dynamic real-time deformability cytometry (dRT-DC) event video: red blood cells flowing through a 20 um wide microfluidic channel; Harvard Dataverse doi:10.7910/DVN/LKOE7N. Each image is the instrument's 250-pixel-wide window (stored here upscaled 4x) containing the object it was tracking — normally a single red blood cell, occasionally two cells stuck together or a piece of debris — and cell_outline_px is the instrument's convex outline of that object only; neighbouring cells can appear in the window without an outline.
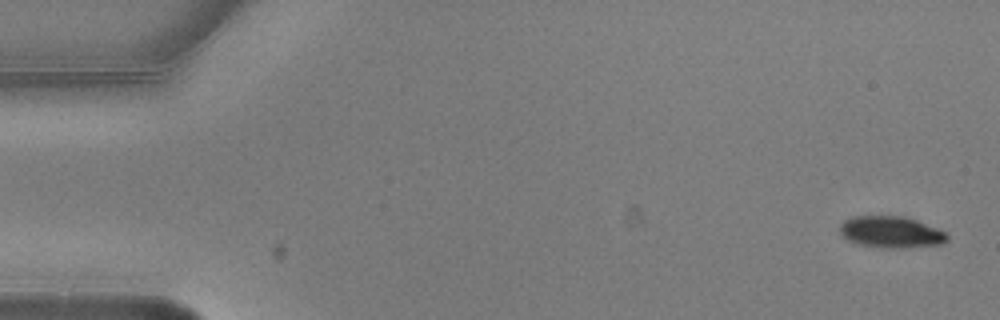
{"species": "common noctule bat (a hibernating species)", "species_latin": "Nyctalus noctula", "temperature_condition": "warm", "stored_images_in_passage": 4, "camera_frame_rate_fps": 3000, "um_per_image_px": 0.085, "animal": {"sex": "male", "body_mass_g": 20.5, "forearm_length_mm": 52.5}, "frame": {"image": 1, "passage_image": 1, "time_ms": 0.0, "image_size_px": [1000, 320], "cell_outline_px": [[948, 240], [944, 244], [900, 248], [880, 248], [856, 244], [840, 236], [840, 224], [844, 220], [852, 216], [904, 216], [916, 220], [936, 228], [944, 232], [948, 236]], "centroid_in_image_um": [75.69, 19.73], "position_along_channel_um": 9.3, "area_um2": 19.94}}
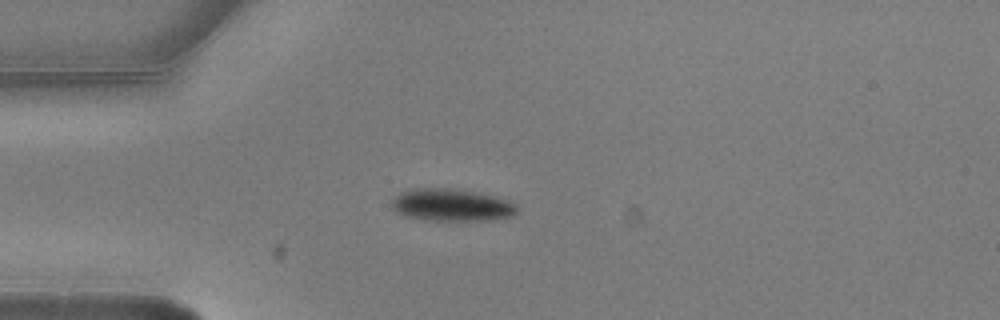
{"frame": {"image": 2, "passage_image": 4, "time_ms": 1.0, "image_size_px": [1000, 320], "cell_outline_px": [[520, 212], [512, 216], [488, 220], [424, 220], [404, 216], [396, 212], [392, 208], [392, 200], [400, 192], [416, 188], [452, 188], [476, 192], [492, 196], [516, 204]], "centroid_in_image_um": [38.36, 17.43], "position_along_channel_um": 46.6, "area_um2": 23.58}}